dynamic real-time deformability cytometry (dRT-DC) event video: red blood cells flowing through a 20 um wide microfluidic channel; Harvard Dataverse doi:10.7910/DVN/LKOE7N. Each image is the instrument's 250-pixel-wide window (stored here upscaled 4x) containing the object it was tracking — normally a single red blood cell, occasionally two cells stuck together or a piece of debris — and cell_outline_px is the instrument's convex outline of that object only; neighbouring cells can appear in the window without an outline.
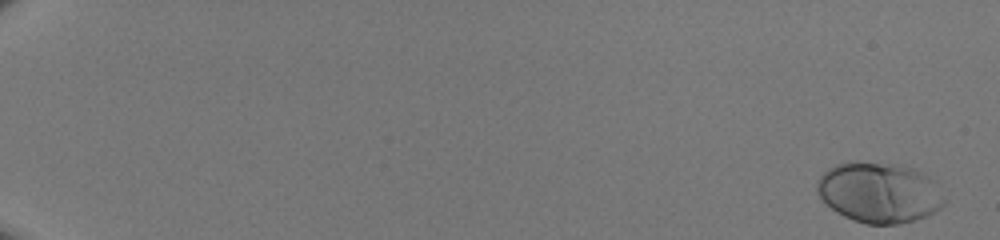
{"species": "human", "species_latin": "Homo sapiens", "temperature_condition": "room temperature", "stored_images_in_passage": 50, "camera_frame_rate_fps": 3000, "um_per_image_px": 0.085, "donor": {"sex": "male"}, "frame": {"image": 1, "passage_image": 1, "time_ms": 0.0, "image_size_px": [1000, 240], "cell_outline_px": [[944, 204], [932, 212], [924, 216], [912, 220], [896, 224], [868, 224], [844, 216], [836, 212], [820, 196], [816, 188], [816, 180], [828, 168], [836, 164], [880, 164], [912, 168], [920, 172], [928, 180], [944, 200]], "centroid_in_image_um": [74.64, 16.4], "position_along_channel_um": 10.4, "area_um2": 42.77}}
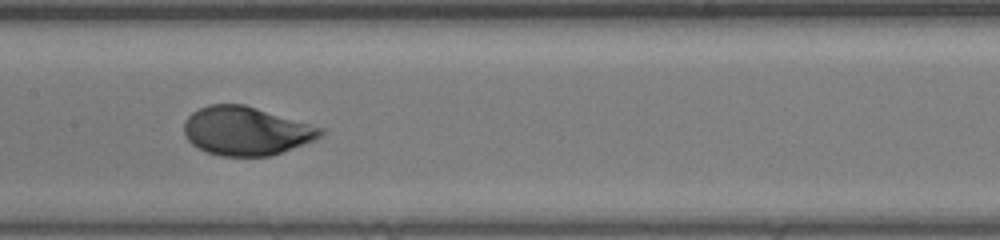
{"frame": {"image": 2, "passage_image": 29, "time_ms": 9.333, "image_size_px": [1000, 240], "cell_outline_px": [[324, 132], [320, 136], [312, 140], [272, 156], [220, 156], [208, 152], [192, 144], [188, 140], [184, 132], [184, 120], [192, 112], [208, 104], [244, 104], [324, 128]], "centroid_in_image_um": [20.89, 11.12], "position_along_channel_um": 186.5, "area_um2": 38.44}}
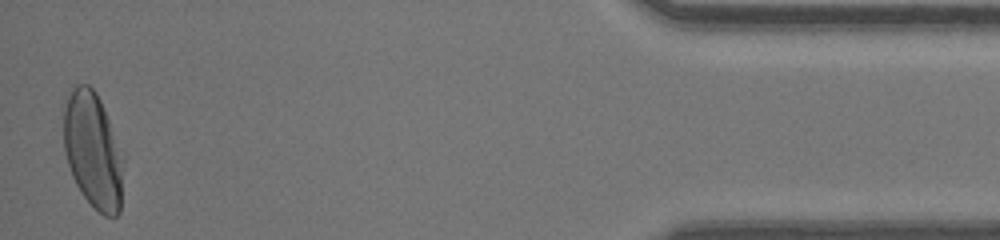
{"frame": {"image": 3, "passage_image": 50, "time_ms": 16.333, "image_size_px": [1000, 240], "cell_outline_px": [[120, 212], [116, 216], [104, 216], [84, 196], [76, 184], [72, 176], [68, 164], [64, 148], [64, 108], [68, 96], [72, 88], [76, 84], [88, 84], [96, 92], [100, 100], [108, 120], [120, 176]], "centroid_in_image_um": [7.78, 12.75], "position_along_channel_um": 427.4, "area_um2": 37.86}}